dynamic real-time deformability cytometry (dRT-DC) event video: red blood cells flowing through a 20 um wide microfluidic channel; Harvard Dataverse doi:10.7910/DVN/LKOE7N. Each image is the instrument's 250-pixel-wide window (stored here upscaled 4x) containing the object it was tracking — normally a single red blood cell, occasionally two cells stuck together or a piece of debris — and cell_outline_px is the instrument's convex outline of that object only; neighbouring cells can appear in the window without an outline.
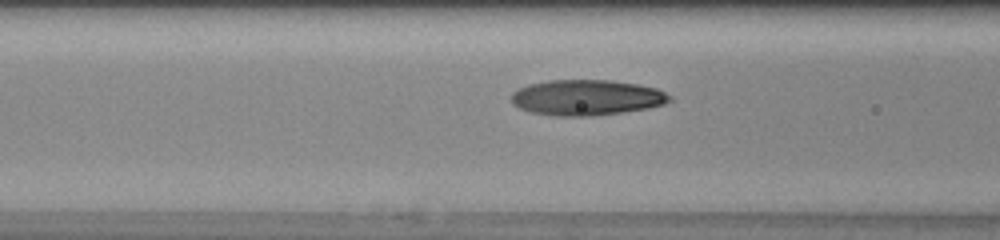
{"species": "human", "species_latin": "Homo sapiens", "temperature_condition": "warm", "stored_images_in_passage": 31, "camera_frame_rate_fps": 3000, "um_per_image_px": 0.085, "donor": {"sex": "female"}, "frame": {"image": 1, "passage_image": 11, "time_ms": 3.333, "image_size_px": [1000, 240], "cell_outline_px": [[672, 100], [664, 104], [648, 108], [624, 112], [592, 116], [552, 116], [528, 112], [512, 104], [512, 92], [516, 88], [528, 84], [548, 80], [612, 80], [636, 84], [656, 88], [672, 96]], "centroid_in_image_um": [49.83, 8.29], "position_along_channel_um": 116.8, "area_um2": 33.18}}
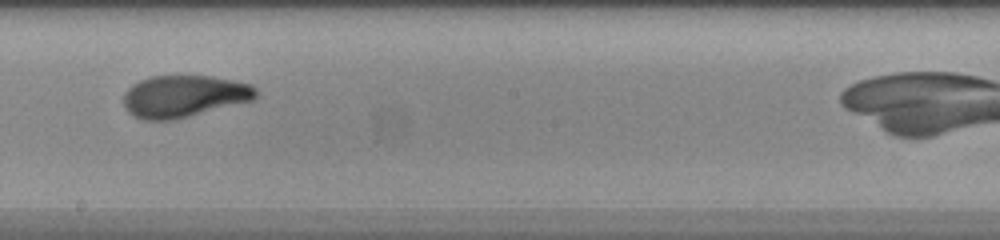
{"frame": {"image": 2, "passage_image": 19, "time_ms": 6.0, "image_size_px": [1000, 240], "cell_outline_px": [[260, 96], [252, 100], [172, 120], [144, 120], [132, 116], [124, 108], [124, 92], [132, 84], [140, 80], [152, 76], [212, 76], [252, 84], [256, 88]], "centroid_in_image_um": [15.63, 8.17], "position_along_channel_um": 232.6, "area_um2": 32.43}}
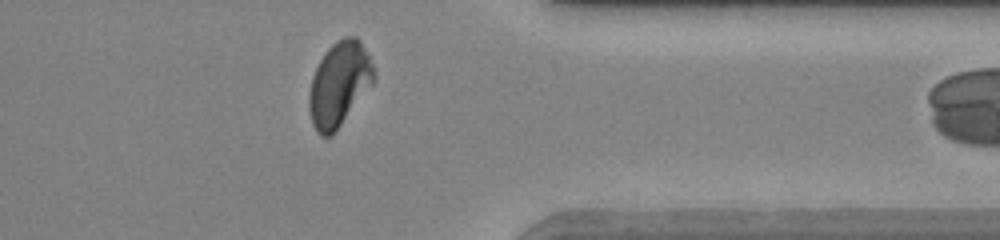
{"frame": {"image": 3, "passage_image": 30, "time_ms": 9.667, "image_size_px": [1000, 240], "cell_outline_px": [[376, 76], [372, 84], [332, 136], [320, 136], [316, 132], [312, 124], [308, 104], [308, 96], [312, 76], [324, 52], [336, 40], [344, 36], [356, 36], [360, 40], [372, 64]], "centroid_in_image_um": [28.81, 7.14], "position_along_channel_um": 382.6, "area_um2": 31.79}}